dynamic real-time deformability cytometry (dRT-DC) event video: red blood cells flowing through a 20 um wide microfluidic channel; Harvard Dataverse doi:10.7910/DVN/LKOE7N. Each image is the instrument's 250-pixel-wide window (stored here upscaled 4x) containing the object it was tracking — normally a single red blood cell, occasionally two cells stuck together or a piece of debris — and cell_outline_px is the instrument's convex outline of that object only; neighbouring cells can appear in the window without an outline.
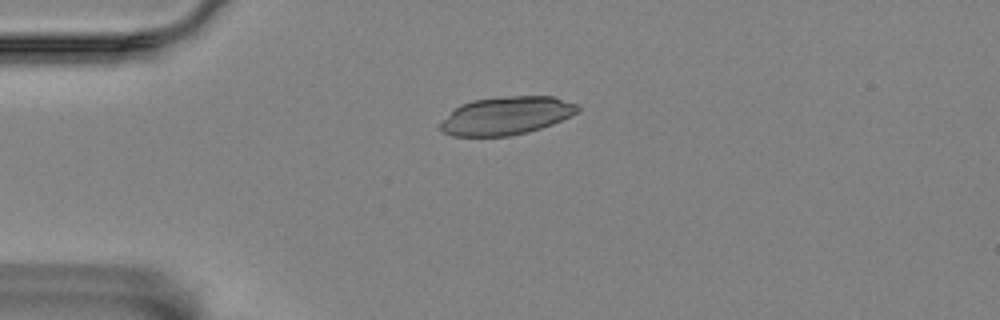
{"species": "Egyptian fruit bat (a non-hibernating species)", "species_latin": "Rousettus aegyptiacus", "temperature_condition": "room temperature", "stored_images_in_passage": 44, "camera_frame_rate_fps": 3000, "um_per_image_px": 0.085, "animal": {"sex": "female"}, "frame": {"image": 1, "passage_image": 1, "time_ms": 0.0, "image_size_px": [1000, 320], "cell_outline_px": [[580, 108], [576, 112], [552, 124], [528, 132], [512, 136], [452, 136], [444, 132], [440, 128], [440, 124], [460, 104], [472, 100], [504, 96], [552, 96], [580, 104]], "centroid_in_image_um": [43.06, 9.83], "position_along_channel_um": 41.9, "area_um2": 30.29}}
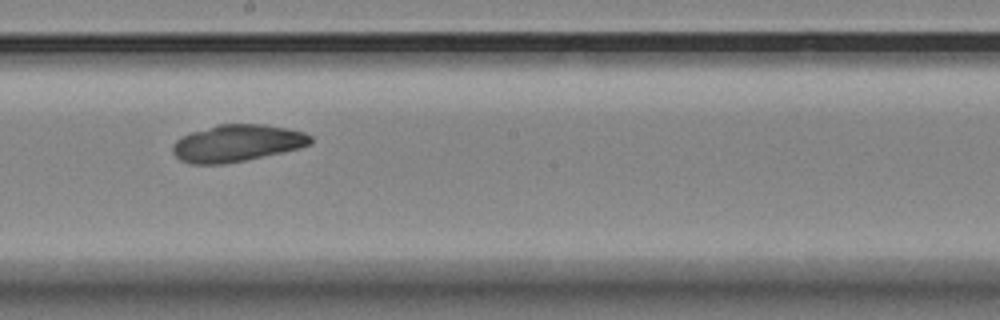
{"frame": {"image": 2, "passage_image": 19, "time_ms": 6.0, "image_size_px": [1000, 320], "cell_outline_px": [[312, 144], [300, 148], [284, 152], [224, 164], [192, 164], [180, 160], [172, 152], [172, 144], [176, 140], [192, 132], [216, 124], [264, 124], [288, 128], [304, 132], [312, 136]], "centroid_in_image_um": [20.17, 12.16], "position_along_channel_um": 228.0, "area_um2": 29.82}}
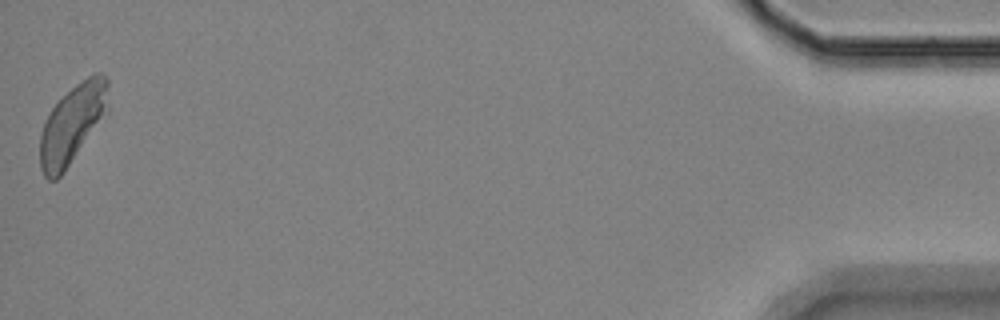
{"frame": {"image": 3, "passage_image": 44, "time_ms": 14.333, "image_size_px": [1000, 320], "cell_outline_px": [[108, 112], [64, 172], [56, 180], [48, 180], [44, 176], [40, 168], [40, 132], [52, 108], [76, 84], [88, 76], [96, 72], [104, 72], [108, 76]], "centroid_in_image_um": [6.17, 10.53], "position_along_channel_um": 429.0, "area_um2": 31.27}}